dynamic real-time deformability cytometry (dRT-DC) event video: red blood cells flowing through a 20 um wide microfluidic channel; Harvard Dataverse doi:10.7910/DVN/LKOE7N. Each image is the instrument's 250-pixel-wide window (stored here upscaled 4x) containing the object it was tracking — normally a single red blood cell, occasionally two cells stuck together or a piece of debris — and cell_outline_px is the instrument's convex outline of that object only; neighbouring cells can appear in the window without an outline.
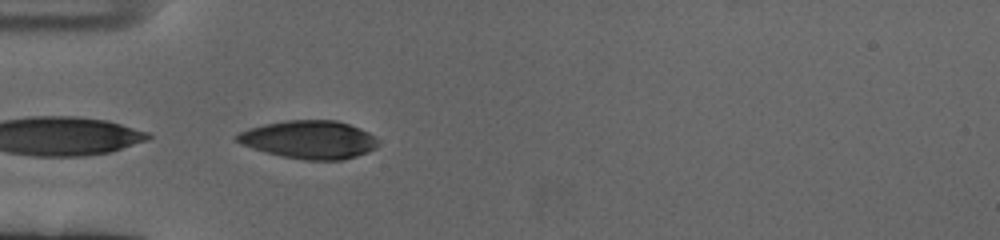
{"species": "human", "species_latin": "Homo sapiens", "temperature_condition": "cold", "stored_images_in_passage": 43, "camera_frame_rate_fps": 3000, "um_per_image_px": 0.085, "donor": {"sex": "female"}, "frame": {"image": 1, "passage_image": 1, "time_ms": 0.0, "image_size_px": [1000, 240], "cell_outline_px": [[380, 144], [376, 148], [368, 152], [356, 156], [340, 160], [304, 160], [280, 156], [252, 148], [236, 140], [236, 136], [240, 132], [252, 128], [268, 124], [288, 120], [336, 120], [360, 128], [368, 132], [380, 140]], "centroid_in_image_um": [26.36, 11.88], "position_along_channel_um": 58.6, "area_um2": 31.15}}
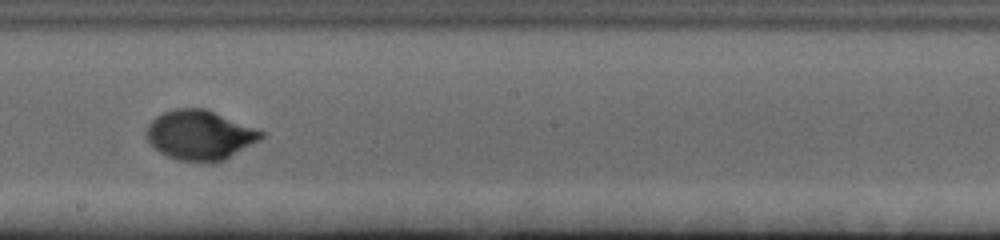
{"frame": {"image": 2, "passage_image": 17, "time_ms": 5.333, "image_size_px": [1000, 240], "cell_outline_px": [[264, 136], [224, 160], [212, 164], [208, 164], [180, 160], [168, 156], [160, 152], [148, 140], [148, 124], [156, 116], [164, 112], [176, 108], [204, 108], [264, 132]], "centroid_in_image_um": [16.97, 11.5], "position_along_channel_um": 231.2, "area_um2": 32.66}}
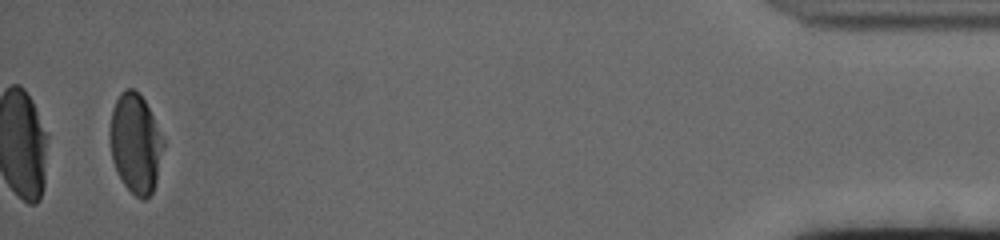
{"frame": {"image": 3, "passage_image": 41, "time_ms": 13.333, "image_size_px": [1000, 240], "cell_outline_px": [[164, 144], [156, 180], [152, 192], [144, 200], [140, 200], [124, 184], [112, 160], [108, 136], [108, 132], [112, 108], [120, 92], [124, 88], [132, 88], [144, 100], [164, 140]], "centroid_in_image_um": [11.48, 12.17], "position_along_channel_um": 423.7, "area_um2": 30.81}, "authors_computed_cell_mechanics": {"area_um2": 32.079, "velocity_mm_per_s": 3.3514, "shape_relaxation_time_tau1_ms": 3.6617, "shape_relaxation_time_tau2_ms": null, "deformation_change_tau1": 0.1825, "deformation_change_tau2": null}}